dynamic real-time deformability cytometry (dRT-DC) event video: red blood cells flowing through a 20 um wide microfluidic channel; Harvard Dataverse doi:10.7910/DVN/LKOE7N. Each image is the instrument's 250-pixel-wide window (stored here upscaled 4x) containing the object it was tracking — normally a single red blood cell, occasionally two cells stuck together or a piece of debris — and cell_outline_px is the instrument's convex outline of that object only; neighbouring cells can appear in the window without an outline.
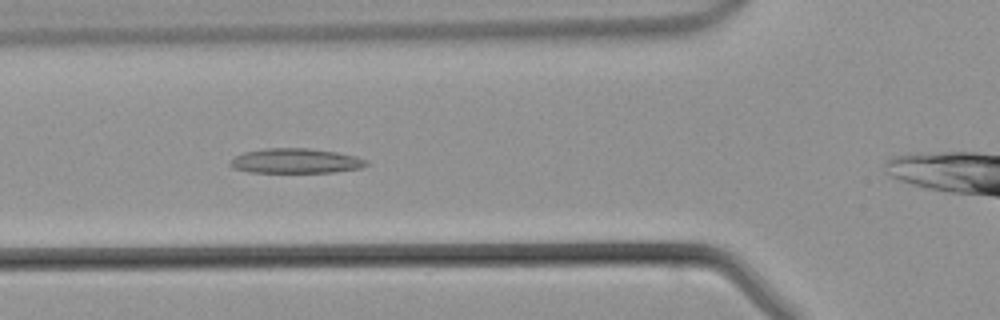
{"species": "common noctule bat (a hibernating species)", "species_latin": "Nyctalus noctula", "temperature_condition": "warm", "stored_images_in_passage": 28, "camera_frame_rate_fps": 3000, "um_per_image_px": 0.085, "animal": {"sex": "male", "body_mass_g": 21.5, "forearm_length_mm": 52.0}, "frame": {"image": 1, "passage_image": 7, "time_ms": 2.0, "image_size_px": [1000, 320], "cell_outline_px": [[368, 164], [360, 168], [332, 172], [248, 172], [232, 168], [228, 164], [236, 156], [244, 152], [268, 148], [308, 148], [336, 152], [356, 156], [368, 160]], "centroid_in_image_um": [25.13, 13.68], "position_along_channel_um": 100.7, "area_um2": 19.59}}
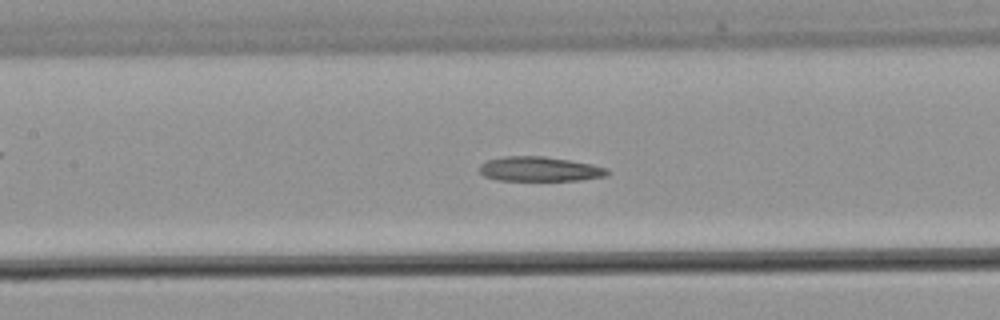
{"frame": {"image": 2, "passage_image": 11, "time_ms": 3.333, "image_size_px": [1000, 320], "cell_outline_px": [[612, 172], [608, 176], [580, 180], [496, 180], [484, 176], [480, 172], [480, 164], [488, 160], [504, 156], [544, 156], [592, 164], [608, 168]], "centroid_in_image_um": [45.91, 14.37], "position_along_channel_um": 161.5, "area_um2": 18.44}}
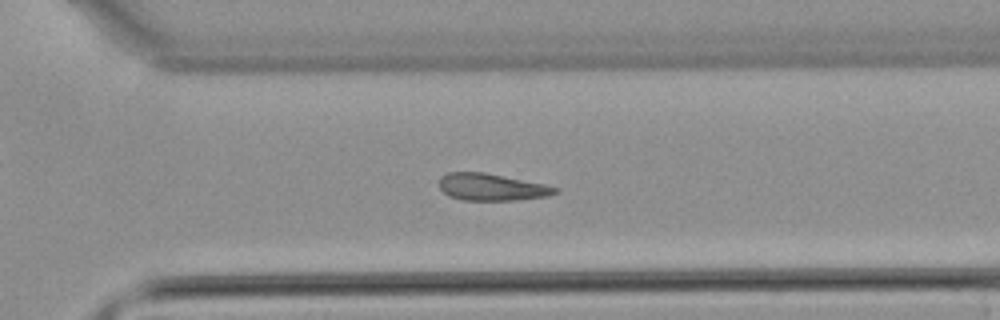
{"frame": {"image": 3, "passage_image": 22, "time_ms": 7.0, "image_size_px": [1000, 320], "cell_outline_px": [[560, 192], [548, 196], [516, 200], [460, 200], [448, 196], [440, 188], [440, 176], [448, 172], [484, 172], [544, 184], [556, 188]], "centroid_in_image_um": [41.76, 15.9], "position_along_channel_um": 328.8, "area_um2": 18.21}}